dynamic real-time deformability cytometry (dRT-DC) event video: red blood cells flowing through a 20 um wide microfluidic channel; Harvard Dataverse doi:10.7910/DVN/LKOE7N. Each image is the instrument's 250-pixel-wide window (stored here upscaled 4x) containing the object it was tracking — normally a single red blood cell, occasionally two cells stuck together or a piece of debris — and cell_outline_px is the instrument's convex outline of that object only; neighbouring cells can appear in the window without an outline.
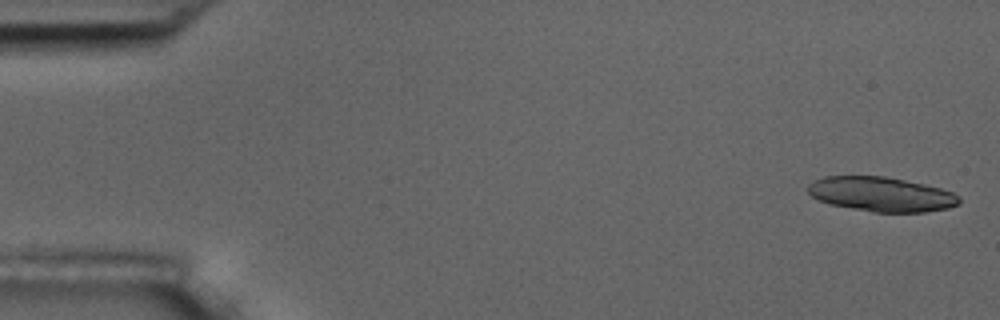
{"species": "common noctule bat (a hibernating species)", "species_latin": "Nyctalus noctula", "temperature_condition": "room temperature", "stored_images_in_passage": 6, "camera_frame_rate_fps": 3000, "um_per_image_px": 0.085, "animal": {"sex": "male", "body_mass_g": 17.5, "forearm_length_mm": 52.3}, "frame": {"image": 1, "passage_image": 1, "time_ms": 0.0, "image_size_px": [1000, 320], "cell_outline_px": [[960, 204], [948, 208], [924, 212], [872, 212], [828, 204], [812, 196], [808, 192], [808, 184], [812, 180], [824, 176], [884, 176], [924, 184], [940, 188], [952, 192], [960, 196]], "centroid_in_image_um": [74.9, 16.51], "position_along_channel_um": 10.1, "area_um2": 30.58}}